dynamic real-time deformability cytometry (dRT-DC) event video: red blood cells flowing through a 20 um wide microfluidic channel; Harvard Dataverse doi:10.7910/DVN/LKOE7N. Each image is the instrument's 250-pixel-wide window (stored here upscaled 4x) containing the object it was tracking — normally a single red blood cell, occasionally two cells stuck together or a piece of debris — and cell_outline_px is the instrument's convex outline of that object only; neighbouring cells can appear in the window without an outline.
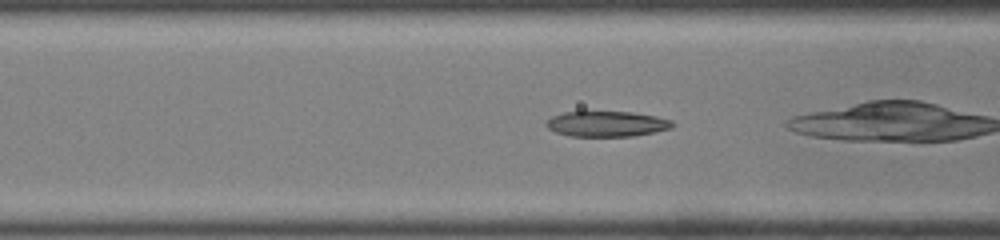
{"species": "common noctule bat (a hibernating species)", "species_latin": "Nyctalus noctula", "temperature_condition": "room temperature", "stored_images_in_passage": 26, "camera_frame_rate_fps": 3000, "um_per_image_px": 0.085, "animal": {"sex": "male", "body_mass_g": 19.0, "forearm_length_mm": 50.8}, "frame": {"image": 1, "passage_image": 8, "time_ms": 2.333, "image_size_px": [1000, 240], "cell_outline_px": [[676, 124], [672, 128], [632, 136], [568, 136], [556, 132], [548, 128], [544, 124], [552, 116], [564, 112], [632, 112], [656, 116], [672, 120]], "centroid_in_image_um": [51.58, 10.53], "position_along_channel_um": 115.0, "area_um2": 18.67}}